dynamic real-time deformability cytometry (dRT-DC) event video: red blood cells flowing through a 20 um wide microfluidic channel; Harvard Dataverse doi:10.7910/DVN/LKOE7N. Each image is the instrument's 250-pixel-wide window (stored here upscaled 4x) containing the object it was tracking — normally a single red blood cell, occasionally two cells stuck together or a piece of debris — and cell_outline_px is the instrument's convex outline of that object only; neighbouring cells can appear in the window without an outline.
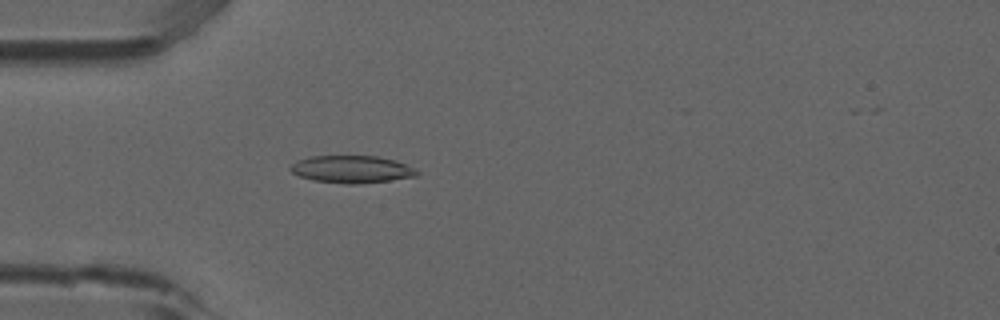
{"species": "common noctule bat (a hibernating species)", "species_latin": "Nyctalus noctula", "temperature_condition": "room temperature", "stored_images_in_passage": 40, "camera_frame_rate_fps": 3000, "um_per_image_px": 0.085, "animal": {"sex": "male", "forearm_length_mm": 52.5}, "frame": {"image": 1, "passage_image": 3, "time_ms": 0.667, "image_size_px": [1000, 320], "cell_outline_px": [[420, 172], [416, 176], [388, 180], [352, 184], [348, 184], [312, 180], [300, 176], [292, 172], [288, 168], [296, 160], [312, 156], [376, 156], [396, 160]], "centroid_in_image_um": [29.85, 14.38], "position_along_channel_um": 55.2, "area_um2": 19.94}}
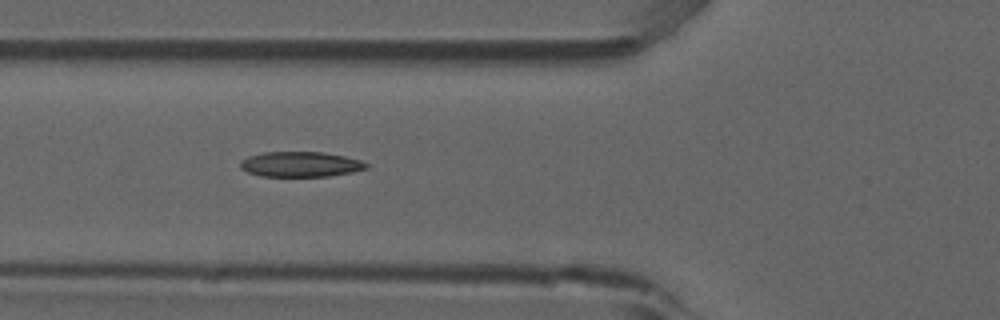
{"frame": {"image": 2, "passage_image": 7, "time_ms": 2.0, "image_size_px": [1000, 320], "cell_outline_px": [[368, 168], [352, 172], [328, 176], [260, 176], [248, 172], [240, 168], [240, 160], [248, 156], [264, 152], [324, 152], [344, 156], [360, 160], [368, 164]], "centroid_in_image_um": [25.52, 13.96], "position_along_channel_um": 100.3, "area_um2": 18.5}}
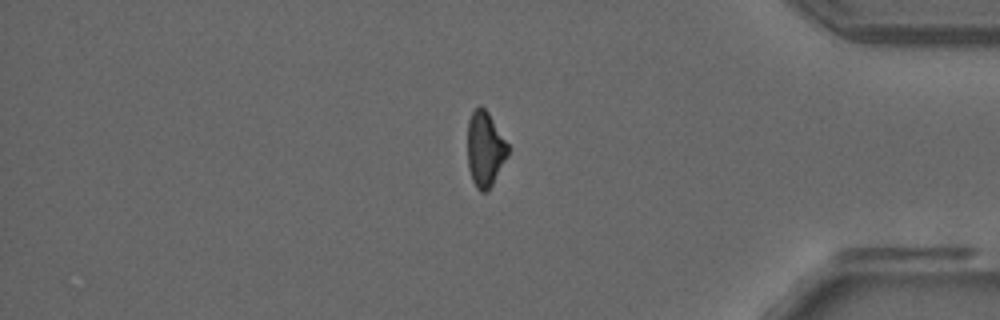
{"frame": {"image": 3, "passage_image": 32, "time_ms": 10.333, "image_size_px": [1000, 320], "cell_outline_px": [[508, 156], [492, 184], [484, 192], [480, 192], [476, 188], [472, 180], [468, 168], [468, 120], [472, 112], [480, 104], [488, 112], [508, 144]], "centroid_in_image_um": [41.22, 12.67], "position_along_channel_um": 394.0, "area_um2": 17.57}}